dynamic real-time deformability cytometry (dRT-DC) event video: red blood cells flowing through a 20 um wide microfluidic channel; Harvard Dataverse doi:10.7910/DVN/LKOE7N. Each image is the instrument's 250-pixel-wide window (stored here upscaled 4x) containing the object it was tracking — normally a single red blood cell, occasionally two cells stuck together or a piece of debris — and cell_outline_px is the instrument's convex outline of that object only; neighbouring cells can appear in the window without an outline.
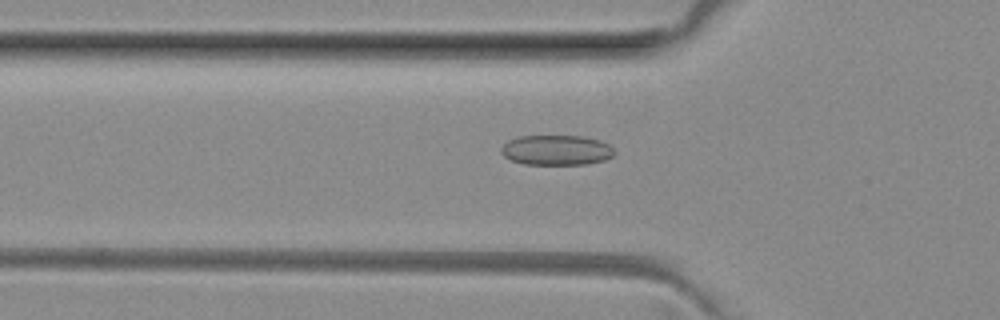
{"species": "common noctule bat (a hibernating species)", "species_latin": "Nyctalus noctula", "temperature_condition": "room temperature", "stored_images_in_passage": 47, "camera_frame_rate_fps": 3000, "um_per_image_px": 0.085, "animal": {"sex": "female", "body_mass_g": 29.2, "forearm_length_mm": 56.3}, "frame": {"image": 1, "passage_image": 13, "time_ms": 4.0, "image_size_px": [1000, 320], "cell_outline_px": [[616, 152], [612, 156], [604, 160], [588, 164], [524, 164], [512, 160], [504, 156], [500, 152], [500, 148], [508, 140], [520, 136], [584, 136], [600, 140], [608, 144]], "centroid_in_image_um": [47.3, 12.75], "position_along_channel_um": 78.5, "area_um2": 19.88}}
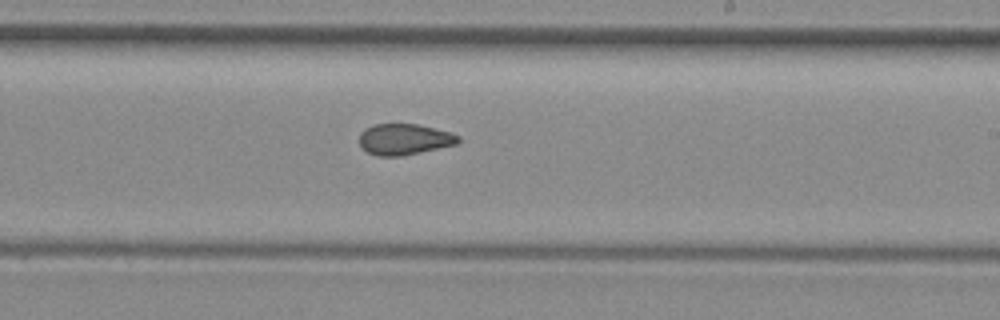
{"frame": {"image": 2, "passage_image": 26, "time_ms": 8.333, "image_size_px": [1000, 320], "cell_outline_px": [[460, 140], [456, 144], [400, 156], [376, 156], [368, 152], [360, 144], [360, 132], [364, 128], [372, 124], [420, 124], [452, 132], [460, 136]], "centroid_in_image_um": [34.37, 11.82], "position_along_channel_um": 254.6, "area_um2": 17.92}}
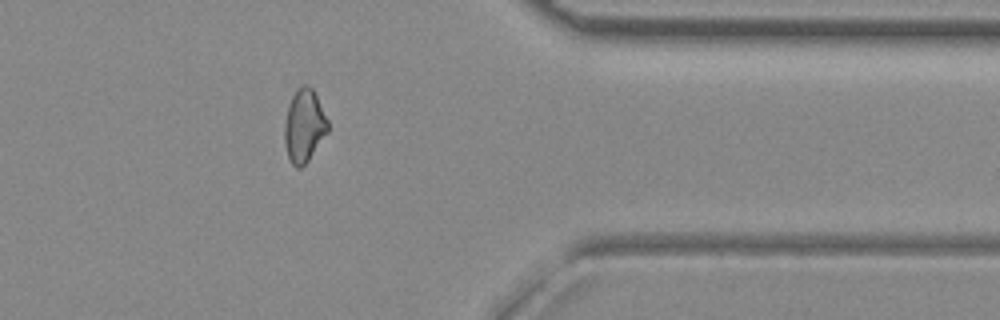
{"frame": {"image": 3, "passage_image": 37, "time_ms": 12.0, "image_size_px": [1000, 320], "cell_outline_px": [[328, 132], [308, 160], [300, 168], [296, 168], [292, 164], [288, 156], [284, 140], [284, 124], [288, 108], [292, 96], [296, 88], [300, 84], [308, 84], [312, 88], [328, 120]], "centroid_in_image_um": [25.84, 10.67], "position_along_channel_um": 385.6, "area_um2": 18.32}, "authors_computed_cell_mechanics": {"area_um2": 18.785, "velocity_mm_per_s": 4.0552, "shape_relaxation_time_tau1_ms": null, "shape_relaxation_time_tau2_ms": 1.8761, "deformation_change_tau1": null, "deformation_change_tau2": 0.0816}}